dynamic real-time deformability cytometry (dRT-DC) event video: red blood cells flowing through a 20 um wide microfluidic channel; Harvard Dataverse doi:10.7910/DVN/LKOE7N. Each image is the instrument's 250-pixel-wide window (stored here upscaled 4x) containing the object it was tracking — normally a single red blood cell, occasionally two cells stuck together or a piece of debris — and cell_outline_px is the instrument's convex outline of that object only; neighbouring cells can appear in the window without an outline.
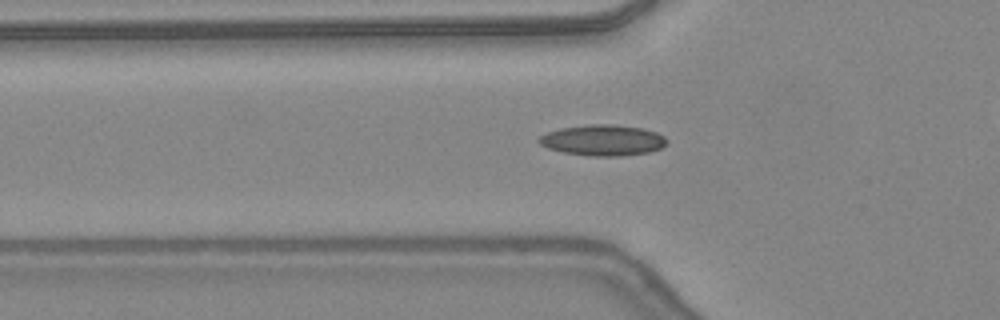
{"species": "common noctule bat (a hibernating species)", "species_latin": "Nyctalus noctula", "temperature_condition": "warm", "stored_images_in_passage": 42, "camera_frame_rate_fps": 3000, "um_per_image_px": 0.085, "animal": {"sex": "female", "body_mass_g": 24.6, "forearm_length_mm": 56.2}, "frame": {"image": 1, "passage_image": 16, "time_ms": 5.0, "image_size_px": [1000, 320], "cell_outline_px": [[668, 140], [660, 148], [648, 152], [620, 156], [592, 156], [564, 152], [548, 148], [540, 144], [536, 140], [540, 136], [548, 132], [560, 128], [588, 124], [612, 124], [640, 128], [656, 132], [664, 136]], "centroid_in_image_um": [51.22, 11.91], "position_along_channel_um": 74.6, "area_um2": 22.83}}
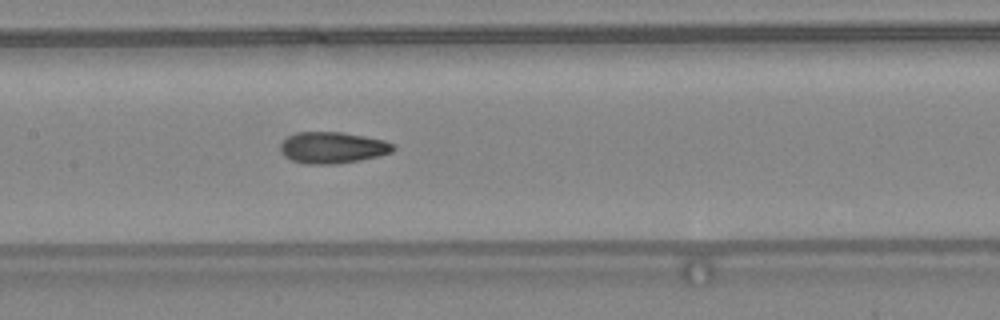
{"frame": {"image": 2, "passage_image": 23, "time_ms": 7.333, "image_size_px": [1000, 320], "cell_outline_px": [[396, 148], [392, 152], [380, 156], [360, 160], [336, 164], [308, 164], [292, 160], [284, 156], [280, 152], [280, 144], [288, 136], [296, 132], [344, 132], [384, 140], [396, 144]], "centroid_in_image_um": [28.29, 12.55], "position_along_channel_um": 179.1, "area_um2": 20.87}}
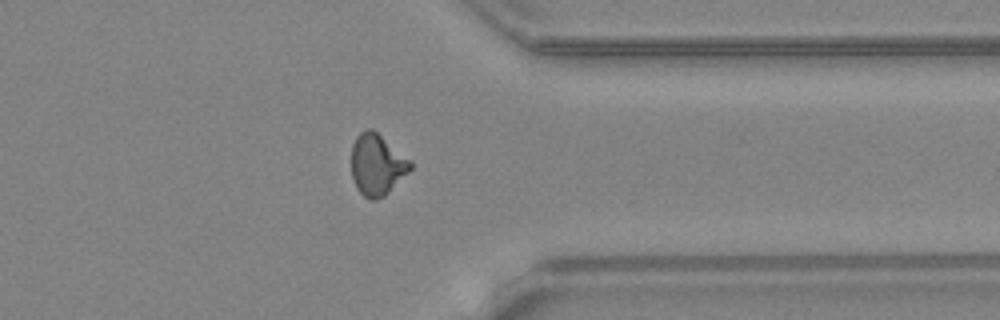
{"frame": {"image": 3, "passage_image": 37, "time_ms": 12.0, "image_size_px": [1000, 320], "cell_outline_px": [[412, 168], [384, 196], [376, 200], [372, 200], [364, 196], [356, 188], [352, 180], [352, 144], [356, 136], [364, 128], [372, 128], [412, 160]], "centroid_in_image_um": [32.04, 13.97], "position_along_channel_um": 379.4, "area_um2": 21.21}, "authors_computed_cell_mechanics": {"area_um2": 20.2589, "velocity_mm_per_s": 4.4227, "shape_relaxation_time_tau1_ms": null, "shape_relaxation_time_tau2_ms": 1.9877, "deformation_change_tau1": null, "deformation_change_tau2": 0.0907}}